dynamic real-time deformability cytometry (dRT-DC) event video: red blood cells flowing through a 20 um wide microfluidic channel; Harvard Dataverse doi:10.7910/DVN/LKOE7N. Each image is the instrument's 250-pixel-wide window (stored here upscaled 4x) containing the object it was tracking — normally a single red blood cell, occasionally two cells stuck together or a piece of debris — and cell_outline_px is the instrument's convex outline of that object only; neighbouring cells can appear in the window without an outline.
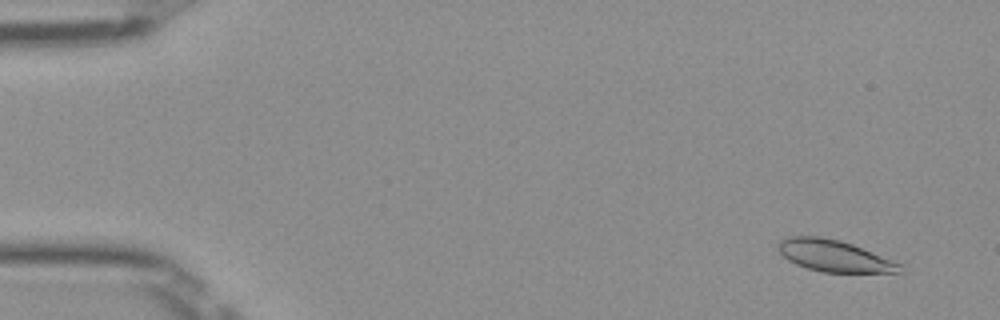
{"species": "Egyptian fruit bat (a non-hibernating species)", "species_latin": "Rousettus aegyptiacus", "temperature_condition": "room temperature", "stored_images_in_passage": 52, "camera_frame_rate_fps": 3000, "um_per_image_px": 0.085, "frame": {"image": 1, "passage_image": 4, "time_ms": 1.0, "image_size_px": [1000, 320], "cell_outline_px": [[904, 272], [824, 272], [808, 268], [796, 264], [788, 260], [776, 248], [776, 244], [780, 240], [792, 236], [820, 236], [840, 240], [852, 244], [904, 264]], "centroid_in_image_um": [70.93, 21.74], "position_along_channel_um": 14.1, "area_um2": 22.48}}
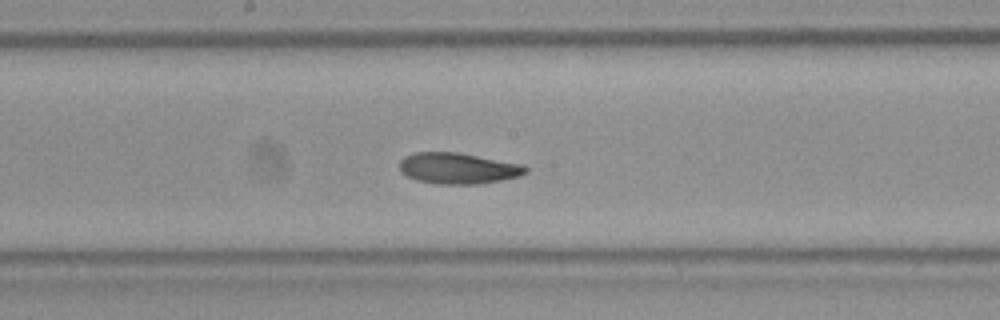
{"frame": {"image": 2, "passage_image": 28, "time_ms": 9.0, "image_size_px": [1000, 320], "cell_outline_px": [[528, 172], [520, 176], [480, 184], [436, 184], [416, 180], [400, 172], [400, 160], [404, 156], [416, 152], [456, 152], [524, 164], [528, 168]], "centroid_in_image_um": [38.94, 14.31], "position_along_channel_um": 209.3, "area_um2": 22.95}}
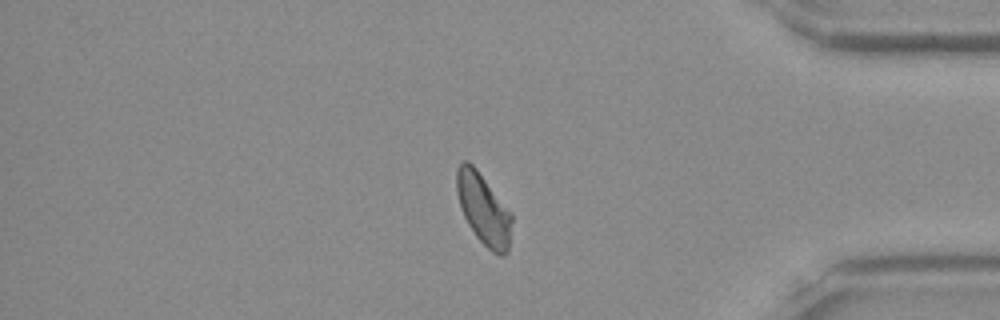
{"frame": {"image": 3, "passage_image": 44, "time_ms": 14.333, "image_size_px": [1000, 320], "cell_outline_px": [[512, 220], [508, 252], [504, 256], [500, 256], [492, 252], [476, 236], [468, 224], [460, 208], [456, 192], [456, 168], [464, 160], [468, 160], [476, 168], [512, 212]], "centroid_in_image_um": [41.1, 17.77], "position_along_channel_um": 394.1, "area_um2": 23.0}, "authors_computed_cell_mechanics": {"area_um2": 23.0044, "velocity_mm_per_s": 3.9661, "shape_relaxation_time_tau1_ms": 4.5263, "shape_relaxation_time_tau2_ms": 3.9614, "deformation_change_tau1": 0.136, "deformation_change_tau2": 0.0914}}